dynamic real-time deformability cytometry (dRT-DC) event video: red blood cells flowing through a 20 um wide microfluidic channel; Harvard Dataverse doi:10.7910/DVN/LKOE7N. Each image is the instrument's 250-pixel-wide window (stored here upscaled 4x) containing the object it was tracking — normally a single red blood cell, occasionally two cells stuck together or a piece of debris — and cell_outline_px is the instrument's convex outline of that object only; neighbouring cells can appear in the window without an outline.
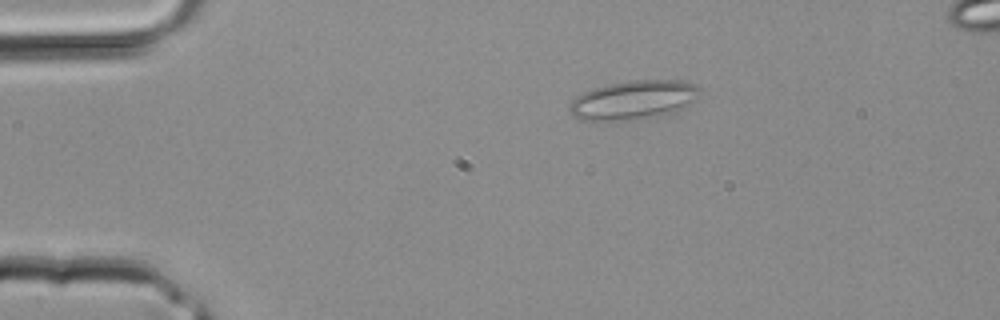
{"species": "common noctule bat (a hibernating species)", "species_latin": "Nyctalus noctula", "temperature_condition": "room temperature", "stored_images_in_passage": 3, "segment_of_instrument_passage": [2, 2], "camera_frame_rate_fps": 3000, "um_per_image_px": 0.085, "animal": {"sex": "male", "body_mass_g": 20.4}, "frame": {"image": 1, "passage_image": 3, "time_ms": 0.667, "image_size_px": [1000, 320], "cell_outline_px": [[700, 100], [680, 112], [664, 116], [632, 120], [580, 120], [572, 116], [568, 112], [568, 104], [576, 96], [592, 88], [608, 84], [628, 80], [680, 80], [696, 84], [700, 88]], "centroid_in_image_um": [53.93, 8.51], "position_along_channel_um": 31.1, "area_um2": 30.75}}